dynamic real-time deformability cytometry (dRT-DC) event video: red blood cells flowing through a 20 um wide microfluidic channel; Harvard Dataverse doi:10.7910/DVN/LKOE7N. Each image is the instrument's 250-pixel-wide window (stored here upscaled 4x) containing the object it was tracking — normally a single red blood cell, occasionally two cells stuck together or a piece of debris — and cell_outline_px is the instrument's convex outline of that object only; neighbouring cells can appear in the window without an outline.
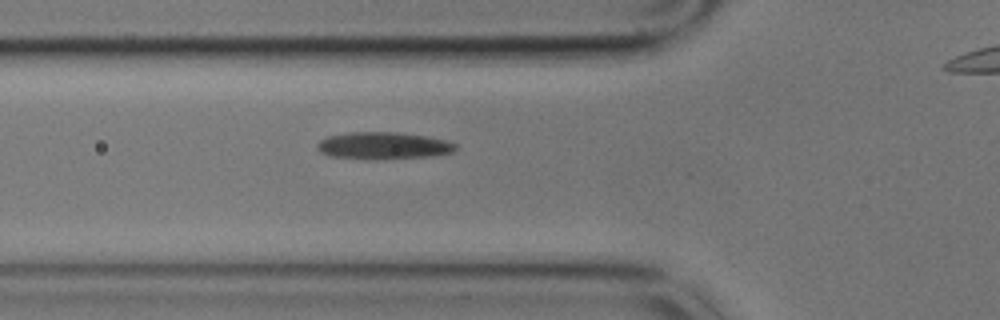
{"species": "common noctule bat (a hibernating species)", "species_latin": "Nyctalus noctula", "temperature_condition": "cold", "stored_images_in_passage": 56, "camera_frame_rate_fps": 3000, "um_per_image_px": 0.085, "animal": {"sex": "male", "body_mass_g": 17.9}, "frame": {"image": 1, "passage_image": 16, "time_ms": 5.0, "image_size_px": [1000, 320], "cell_outline_px": [[456, 148], [452, 152], [432, 156], [376, 160], [332, 156], [320, 152], [316, 148], [316, 144], [320, 140], [328, 136], [348, 132], [396, 132], [428, 136], [444, 140], [456, 144]], "centroid_in_image_um": [32.56, 12.38], "position_along_channel_um": 93.2, "area_um2": 21.96}}
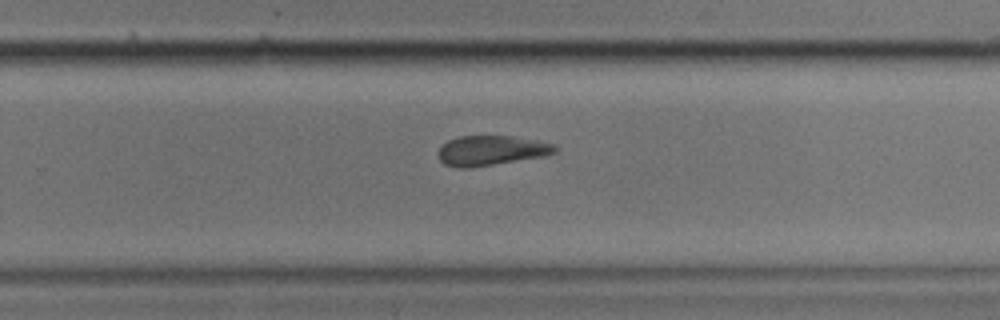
{"frame": {"image": 2, "passage_image": 34, "time_ms": 11.0, "image_size_px": [1000, 320], "cell_outline_px": [[556, 152], [544, 156], [468, 168], [456, 168], [444, 164], [440, 160], [436, 152], [448, 140], [456, 136], [512, 136], [536, 140], [556, 144]], "centroid_in_image_um": [41.72, 12.79], "position_along_channel_um": 288.1, "area_um2": 20.35}}
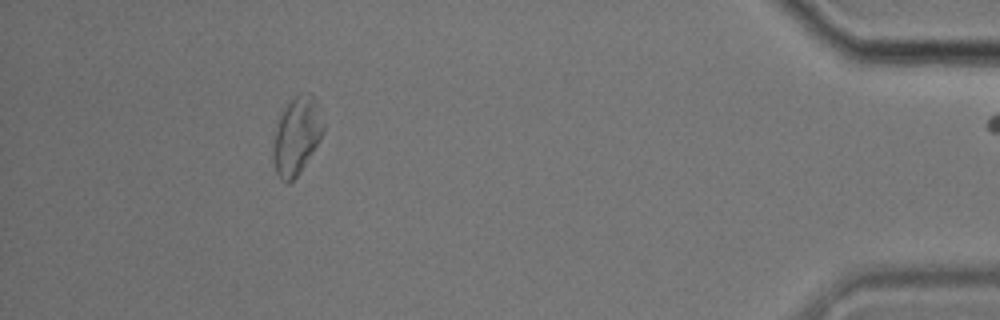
{"frame": {"image": 3, "passage_image": 50, "time_ms": 16.333, "image_size_px": [1000, 320], "cell_outline_px": [[324, 132], [320, 140], [300, 172], [288, 184], [284, 184], [280, 180], [276, 172], [272, 156], [276, 124], [284, 108], [300, 92], [308, 92], [316, 96], [324, 124]], "centroid_in_image_um": [25.23, 11.53], "position_along_channel_um": 410.0, "area_um2": 22.89}, "authors_computed_cell_mechanics": {"area_um2": 21.386, "velocity_mm_per_s": 3.2908, "shape_relaxation_time_tau1_ms": 4.0882, "shape_relaxation_time_tau2_ms": 2.813, "deformation_change_tau1": 0.1335, "deformation_change_tau2": 0.1085}}